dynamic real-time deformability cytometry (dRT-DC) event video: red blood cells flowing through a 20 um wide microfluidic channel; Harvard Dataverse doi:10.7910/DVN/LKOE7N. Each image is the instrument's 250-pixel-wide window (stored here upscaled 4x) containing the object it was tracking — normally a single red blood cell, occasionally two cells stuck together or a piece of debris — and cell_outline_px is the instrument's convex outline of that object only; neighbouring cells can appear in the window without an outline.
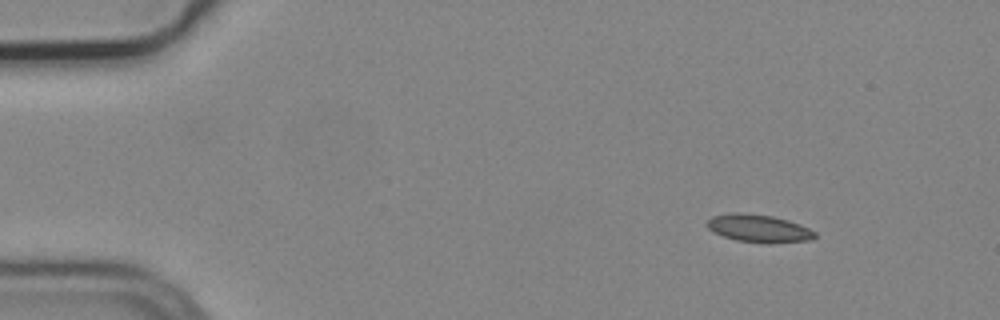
{"species": "common noctule bat (a hibernating species)", "species_latin": "Nyctalus noctula", "temperature_condition": "cold", "stored_images_in_passage": 4, "camera_frame_rate_fps": 3000, "um_per_image_px": 0.085, "animal": {"sex": "male", "body_mass_g": 19.2, "forearm_length_mm": 51.8}, "frame": {"image": 1, "passage_image": 1, "time_ms": 0.0, "image_size_px": [1000, 320], "cell_outline_px": [[816, 236], [812, 240], [768, 244], [764, 244], [736, 240], [712, 232], [708, 228], [708, 220], [712, 216], [732, 212], [740, 212], [772, 216], [788, 220], [800, 224], [816, 232]], "centroid_in_image_um": [64.51, 19.42], "position_along_channel_um": 20.5, "area_um2": 17.63}}
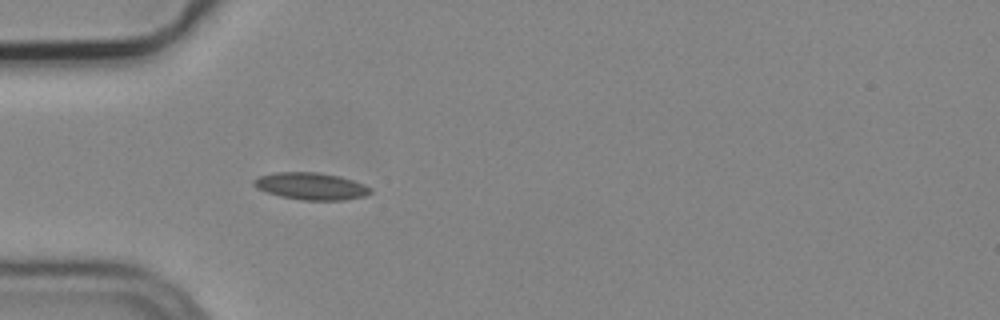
{"frame": {"image": 2, "passage_image": 4, "time_ms": 1.0, "image_size_px": [1000, 320], "cell_outline_px": [[372, 192], [364, 196], [344, 200], [300, 200], [280, 196], [256, 188], [252, 184], [252, 180], [260, 176], [272, 172], [316, 172], [340, 176], [364, 184], [372, 188]], "centroid_in_image_um": [26.42, 15.82], "position_along_channel_um": 58.6, "area_um2": 18.5}}